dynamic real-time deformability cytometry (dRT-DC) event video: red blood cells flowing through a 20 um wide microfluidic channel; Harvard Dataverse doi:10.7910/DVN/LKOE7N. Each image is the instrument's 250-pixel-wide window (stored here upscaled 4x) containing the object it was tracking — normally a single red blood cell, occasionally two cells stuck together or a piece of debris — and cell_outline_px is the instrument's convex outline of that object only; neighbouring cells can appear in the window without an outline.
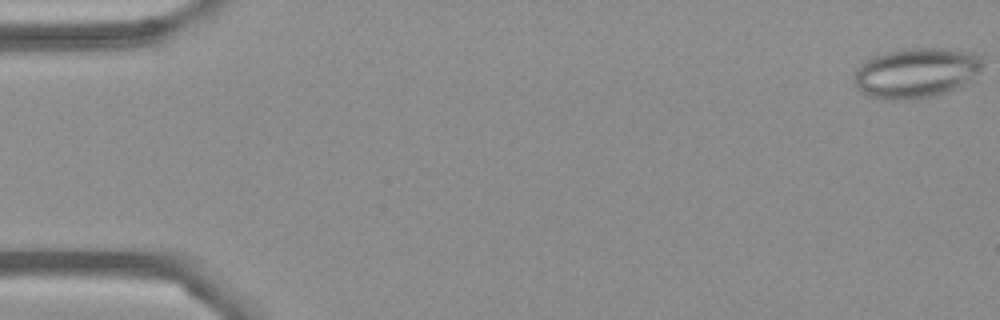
{"species": "Egyptian fruit bat (a non-hibernating species)", "species_latin": "Rousettus aegyptiacus", "temperature_condition": "cold", "stored_images_in_passage": 55, "camera_frame_rate_fps": 3000, "um_per_image_px": 0.085, "frame": {"image": 1, "passage_image": 1, "time_ms": 0.0, "image_size_px": [1000, 320], "cell_outline_px": [[984, 64], [964, 84], [948, 92], [936, 96], [916, 100], [880, 100], [868, 96], [860, 92], [856, 88], [856, 68], [864, 60], [872, 56], [904, 48], [944, 48], [972, 52], [980, 56]], "centroid_in_image_um": [77.83, 6.21], "position_along_channel_um": 7.2, "area_um2": 37.8}}
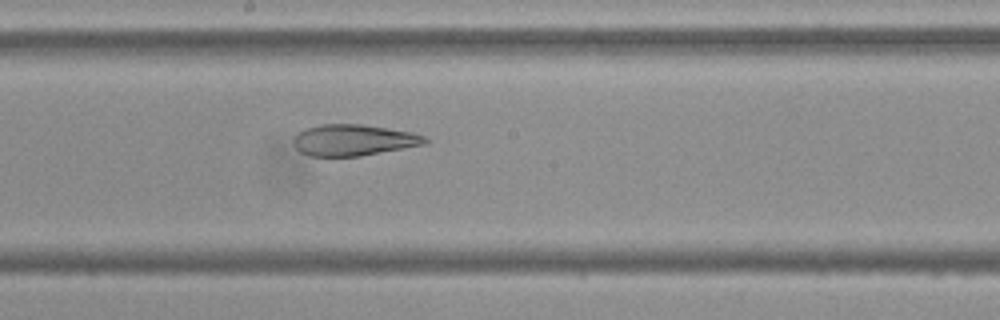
{"frame": {"image": 2, "passage_image": 30, "time_ms": 9.667, "image_size_px": [1000, 320], "cell_outline_px": [[428, 144], [360, 156], [308, 156], [300, 152], [296, 148], [296, 136], [300, 132], [308, 128], [320, 124], [360, 124], [388, 128], [412, 132], [428, 136]], "centroid_in_image_um": [30.14, 11.91], "position_along_channel_um": 218.1, "area_um2": 23.87}}
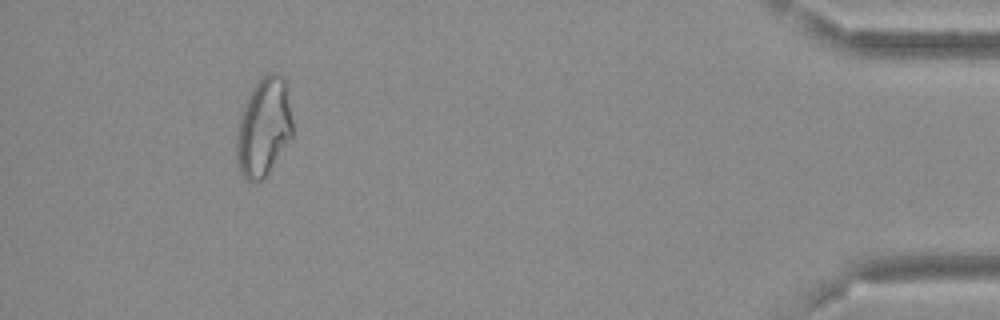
{"frame": {"image": 3, "passage_image": 51, "time_ms": 16.667, "image_size_px": [1000, 320], "cell_outline_px": [[292, 136], [264, 180], [252, 184], [240, 172], [236, 160], [236, 128], [244, 104], [252, 88], [268, 72], [276, 72], [284, 76], [292, 120]], "centroid_in_image_um": [22.39, 10.85], "position_along_channel_um": 412.8, "area_um2": 32.37}}